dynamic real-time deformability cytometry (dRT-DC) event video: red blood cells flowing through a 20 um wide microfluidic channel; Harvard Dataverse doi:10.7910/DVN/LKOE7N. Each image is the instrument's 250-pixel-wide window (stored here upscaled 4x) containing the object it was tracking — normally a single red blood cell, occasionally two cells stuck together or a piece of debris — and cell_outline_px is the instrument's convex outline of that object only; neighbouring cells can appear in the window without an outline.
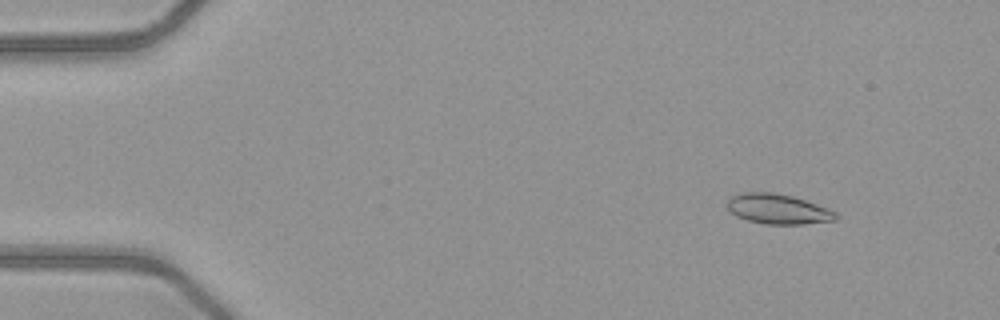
{"species": "common noctule bat (a hibernating species)", "species_latin": "Nyctalus noctula", "temperature_condition": "warm", "stored_images_in_passage": 51, "camera_frame_rate_fps": 3000, "um_per_image_px": 0.085, "animal": {"sex": "female", "body_mass_g": 21.9}, "frame": {"image": 1, "passage_image": 6, "time_ms": 1.667, "image_size_px": [1000, 320], "cell_outline_px": [[840, 216], [836, 220], [804, 224], [764, 224], [748, 220], [736, 216], [728, 212], [724, 204], [736, 192], [772, 192], [792, 196], [828, 208], [836, 212]], "centroid_in_image_um": [66.07, 17.76], "position_along_channel_um": 18.9, "area_um2": 19.31}}
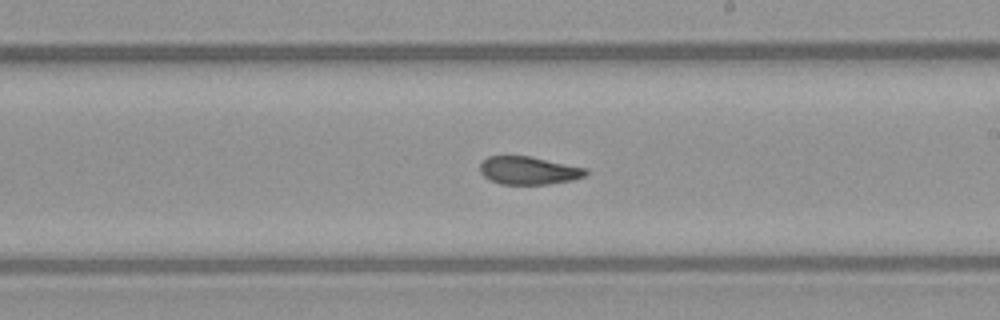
{"frame": {"image": 2, "passage_image": 30, "time_ms": 9.667, "image_size_px": [1000, 320], "cell_outline_px": [[588, 172], [584, 176], [572, 180], [548, 184], [500, 184], [484, 176], [480, 172], [480, 164], [488, 156], [528, 156], [588, 168]], "centroid_in_image_um": [44.95, 14.49], "position_along_channel_um": 244.1, "area_um2": 17.11}}
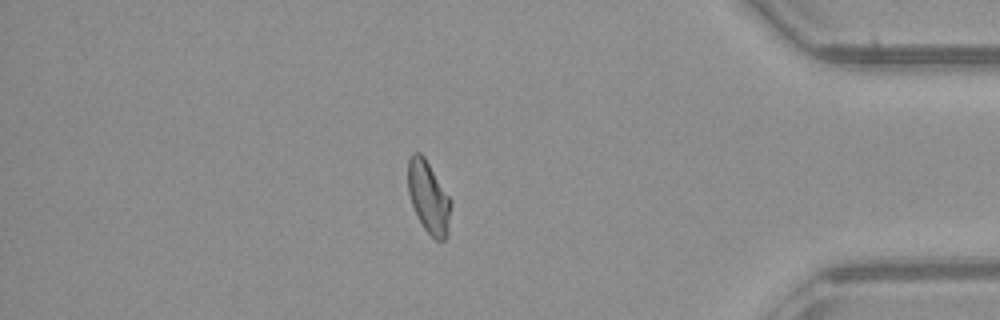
{"frame": {"image": 3, "passage_image": 44, "time_ms": 14.333, "image_size_px": [1000, 320], "cell_outline_px": [[452, 204], [448, 236], [444, 240], [436, 240], [424, 228], [412, 204], [408, 192], [408, 160], [412, 152], [420, 152], [424, 156], [452, 200]], "centroid_in_image_um": [36.45, 16.75], "position_along_channel_um": 398.7, "area_um2": 18.09}, "authors_computed_cell_mechanics": {"area_um2": 18.207, "velocity_mm_per_s": 4.077, "shape_relaxation_time_tau1_ms": 5.5619, "shape_relaxation_time_tau2_ms": 1.5658, "deformation_change_tau1": 0.1642, "deformation_change_tau2": 0.0818}}